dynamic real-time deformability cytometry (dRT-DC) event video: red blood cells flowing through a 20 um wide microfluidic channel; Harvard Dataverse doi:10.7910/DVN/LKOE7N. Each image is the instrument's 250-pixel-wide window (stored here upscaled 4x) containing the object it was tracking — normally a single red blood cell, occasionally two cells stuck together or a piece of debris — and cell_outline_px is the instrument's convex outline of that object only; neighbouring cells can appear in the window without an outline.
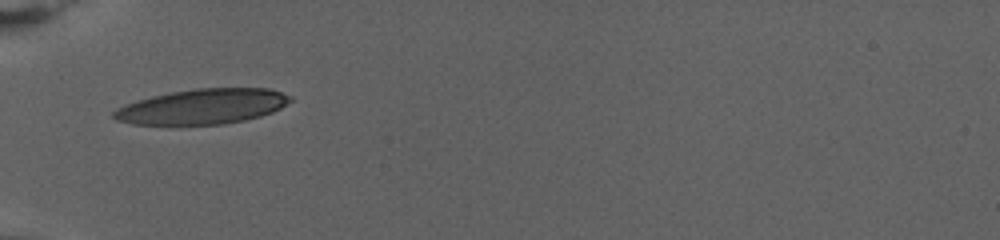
{"species": "human", "species_latin": "Homo sapiens", "temperature_condition": "warm", "stored_images_in_passage": 51, "camera_frame_rate_fps": 3000, "um_per_image_px": 0.085, "donor": {"sex": "female"}, "frame": {"image": 1, "passage_image": 1, "time_ms": 0.0, "image_size_px": [1000, 240], "cell_outline_px": [[292, 100], [280, 108], [272, 112], [260, 116], [244, 120], [224, 124], [132, 124], [116, 120], [112, 116], [112, 112], [116, 108], [152, 96], [172, 92], [196, 88], [268, 88], [292, 96]], "centroid_in_image_um": [17.23, 9.05], "position_along_channel_um": 67.8, "area_um2": 35.84}}
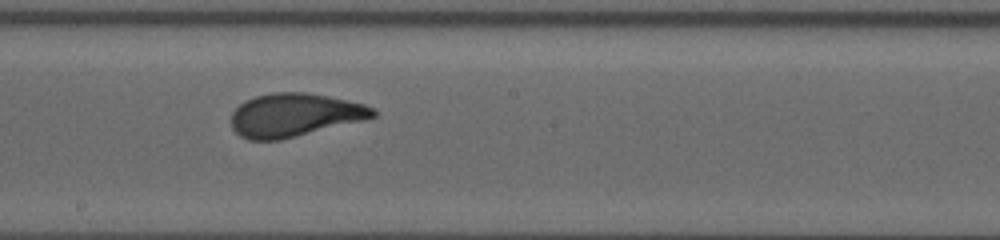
{"frame": {"image": 2, "passage_image": 19, "time_ms": 6.0, "image_size_px": [1000, 240], "cell_outline_px": [[376, 116], [364, 120], [280, 140], [248, 140], [240, 136], [232, 128], [232, 112], [240, 104], [256, 96], [272, 92], [304, 92], [328, 96], [364, 104], [372, 108], [376, 112]], "centroid_in_image_um": [25.02, 9.78], "position_along_channel_um": 223.2, "area_um2": 35.55}}
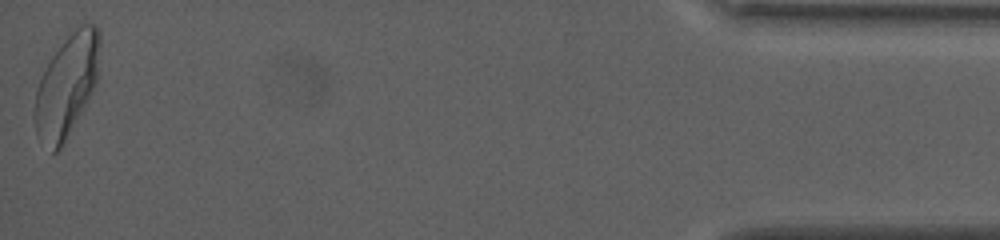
{"frame": {"image": 3, "passage_image": 51, "time_ms": 16.667, "image_size_px": [1000, 240], "cell_outline_px": [[100, 44], [96, 84], [92, 92], [60, 148], [56, 152], [52, 152], [36, 136], [36, 88], [52, 56], [68, 36], [80, 24], [92, 24], [100, 32]], "centroid_in_image_um": [5.69, 7.26], "position_along_channel_um": 429.5, "area_um2": 37.57}, "authors_computed_cell_mechanics": {"area_um2": 35.6048, "velocity_mm_per_s": 2.6739, "shape_relaxation_time_tau1_ms": 5.8413, "shape_relaxation_time_tau2_ms": 1.1028, "deformation_change_tau1": 0.1876, "deformation_change_tau2": 0.0845}}